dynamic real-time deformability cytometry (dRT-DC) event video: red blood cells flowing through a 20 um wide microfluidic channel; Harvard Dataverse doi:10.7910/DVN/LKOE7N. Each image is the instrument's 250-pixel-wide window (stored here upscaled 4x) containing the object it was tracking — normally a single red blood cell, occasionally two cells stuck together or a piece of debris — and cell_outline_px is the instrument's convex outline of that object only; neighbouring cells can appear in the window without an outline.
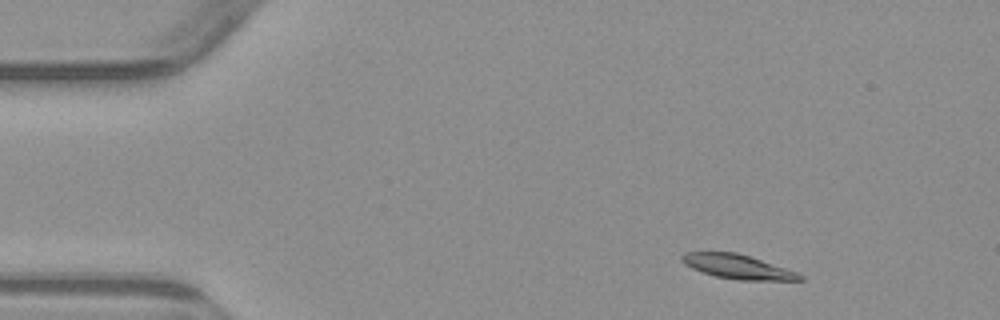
{"species": "common noctule bat (a hibernating species)", "species_latin": "Nyctalus noctula", "temperature_condition": "warm", "stored_images_in_passage": 3, "camera_frame_rate_fps": 3000, "um_per_image_px": 0.085, "animal": {"sex": "male", "body_mass_g": 23.1, "forearm_length_mm": 52.7}, "frame": {"image": 1, "passage_image": 1, "time_ms": 0.0, "image_size_px": [1000, 320], "cell_outline_px": [[804, 280], [740, 280], [716, 276], [692, 268], [684, 264], [680, 260], [680, 256], [684, 252], [736, 252], [796, 272], [804, 276]], "centroid_in_image_um": [62.65, 22.66], "position_along_channel_um": 22.4, "area_um2": 16.36}}